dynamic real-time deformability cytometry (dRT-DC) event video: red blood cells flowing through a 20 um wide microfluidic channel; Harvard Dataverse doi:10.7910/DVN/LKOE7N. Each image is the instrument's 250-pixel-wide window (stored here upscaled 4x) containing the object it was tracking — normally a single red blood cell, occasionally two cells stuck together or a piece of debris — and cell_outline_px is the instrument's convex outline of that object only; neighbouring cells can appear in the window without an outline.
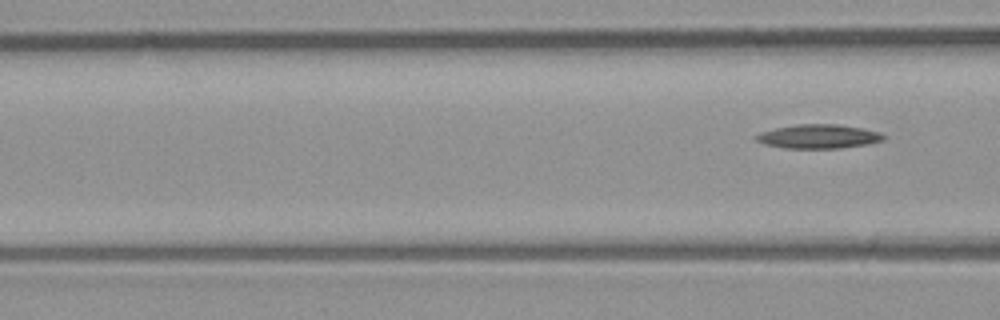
{"species": "common noctule bat (a hibernating species)", "species_latin": "Nyctalus noctula", "temperature_condition": "room temperature", "stored_images_in_passage": 8, "segment_of_instrument_passage": [2, 2], "camera_frame_rate_fps": 3000, "um_per_image_px": 0.085, "animal": {"sex": "male", "body_mass_g": 23.1, "forearm_length_mm": 52.7}, "frame": {"image": 1, "passage_image": 8, "time_ms": 2.333, "image_size_px": [1000, 320], "cell_outline_px": [[888, 136], [884, 140], [868, 144], [840, 148], [784, 148], [764, 144], [756, 140], [756, 136], [764, 132], [776, 128], [796, 124], [840, 124], [864, 128], [880, 132]], "centroid_in_image_um": [69.66, 11.59], "position_along_channel_um": 96.9, "area_um2": 17.86}}